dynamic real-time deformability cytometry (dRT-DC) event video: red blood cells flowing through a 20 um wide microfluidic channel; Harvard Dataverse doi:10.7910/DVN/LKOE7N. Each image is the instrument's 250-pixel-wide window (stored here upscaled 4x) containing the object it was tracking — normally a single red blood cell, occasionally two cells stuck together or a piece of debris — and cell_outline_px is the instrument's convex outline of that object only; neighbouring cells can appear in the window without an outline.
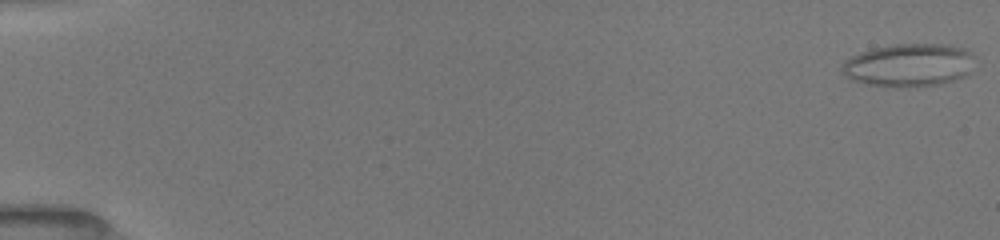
{"species": "common noctule bat (a hibernating species)", "species_latin": "Nyctalus noctula", "temperature_condition": "room temperature", "stored_images_in_passage": 52, "camera_frame_rate_fps": 3000, "um_per_image_px": 0.085, "animal": {"sex": "female", "body_mass_g": 19.5, "forearm_length_mm": 54.1}, "frame": {"image": 1, "passage_image": 1, "time_ms": 0.0, "image_size_px": [1000, 240], "cell_outline_px": [[968, 72], [964, 76], [956, 80], [940, 84], [896, 88], [864, 84], [852, 80], [844, 76], [840, 72], [840, 64], [852, 56], [860, 52], [892, 44], [948, 44], [964, 48], [968, 52]], "centroid_in_image_um": [77.12, 5.55], "position_along_channel_um": 7.9, "area_um2": 33.12}}
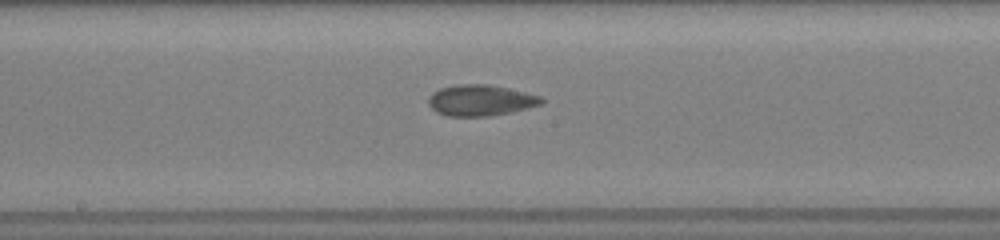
{"frame": {"image": 2, "passage_image": 29, "time_ms": 9.333, "image_size_px": [1000, 240], "cell_outline_px": [[544, 104], [512, 112], [488, 116], [448, 116], [436, 112], [428, 104], [428, 96], [432, 92], [440, 88], [456, 84], [488, 84], [508, 88], [540, 96], [544, 100]], "centroid_in_image_um": [40.84, 8.52], "position_along_channel_um": 207.4, "area_um2": 20.58}}
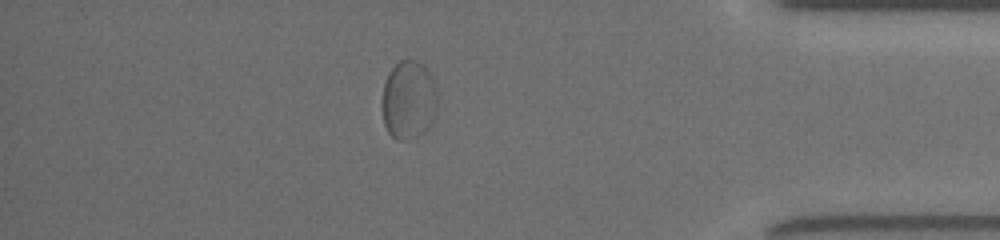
{"frame": {"image": 3, "passage_image": 46, "time_ms": 15.0, "image_size_px": [1000, 240], "cell_outline_px": [[436, 104], [432, 124], [424, 132], [408, 140], [396, 140], [388, 132], [384, 124], [380, 104], [384, 84], [388, 72], [400, 60], [416, 60], [432, 76], [436, 88]], "centroid_in_image_um": [34.69, 8.52], "position_along_channel_um": 400.5, "area_um2": 25.55}}